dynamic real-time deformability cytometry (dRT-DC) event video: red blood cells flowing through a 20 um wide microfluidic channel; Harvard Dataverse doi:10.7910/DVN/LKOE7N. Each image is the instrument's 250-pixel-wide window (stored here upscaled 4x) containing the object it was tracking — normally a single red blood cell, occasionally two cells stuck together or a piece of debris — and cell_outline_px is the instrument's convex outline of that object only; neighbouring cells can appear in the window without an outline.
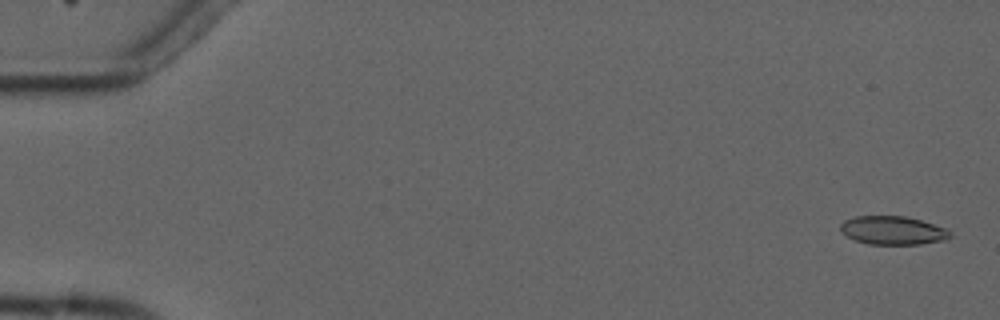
{"species": "common noctule bat (a hibernating species)", "species_latin": "Nyctalus noctula", "temperature_condition": "cold", "stored_images_in_passage": 5, "camera_frame_rate_fps": 3000, "um_per_image_px": 0.085, "animal": {"sex": "male", "forearm_length_mm": 52.5}, "frame": {"image": 1, "passage_image": 1, "time_ms": 0.0, "image_size_px": [1000, 320], "cell_outline_px": [[952, 236], [948, 240], [920, 244], [868, 244], [856, 240], [840, 232], [840, 224], [844, 220], [856, 216], [904, 216], [920, 220], [948, 228], [952, 232]], "centroid_in_image_um": [75.94, 19.58], "position_along_channel_um": 9.1, "area_um2": 18.38}}
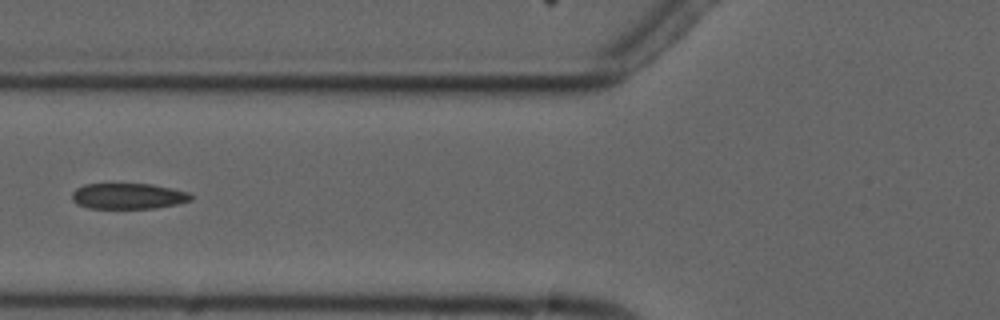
{"frame": {"image": 2, "passage_image": 4, "time_ms": 6.667, "image_size_px": [1000, 320], "cell_outline_px": [[192, 200], [176, 204], [156, 208], [88, 208], [76, 204], [72, 200], [72, 192], [76, 188], [84, 184], [152, 184], [188, 192], [192, 196]], "centroid_in_image_um": [10.86, 16.67], "position_along_channel_um": 114.9, "area_um2": 17.86}}
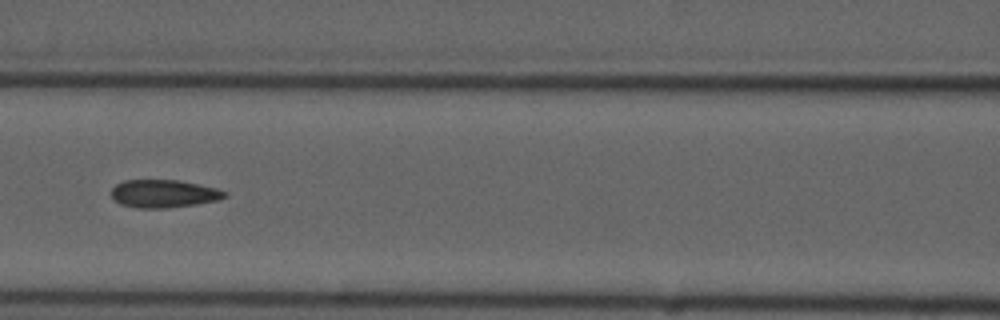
{"frame": {"image": 3, "passage_image": 5, "time_ms": 7.667, "image_size_px": [1000, 320], "cell_outline_px": [[228, 196], [216, 200], [196, 204], [168, 208], [136, 208], [120, 204], [112, 200], [112, 188], [116, 184], [124, 180], [176, 180], [216, 188], [228, 192]], "centroid_in_image_um": [13.88, 16.47], "position_along_channel_um": 152.7, "area_um2": 18.44}}